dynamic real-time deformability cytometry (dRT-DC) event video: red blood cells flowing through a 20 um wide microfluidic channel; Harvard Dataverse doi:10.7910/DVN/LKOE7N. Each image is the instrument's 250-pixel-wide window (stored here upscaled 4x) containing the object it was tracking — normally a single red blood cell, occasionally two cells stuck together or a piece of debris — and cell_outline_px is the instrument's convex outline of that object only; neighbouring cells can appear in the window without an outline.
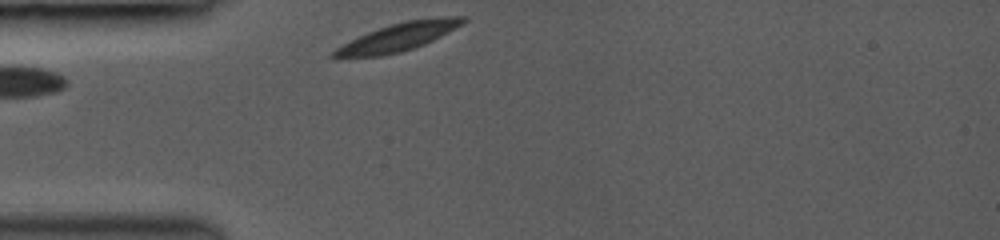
{"species": "common noctule bat (a hibernating species)", "species_latin": "Nyctalus noctula", "temperature_condition": "room temperature", "stored_images_in_passage": 1, "camera_frame_rate_fps": 3000, "um_per_image_px": 0.085, "animal": {"sex": "female", "body_mass_g": 19.0, "forearm_length_mm": 53.3}, "frame": {"image": 1, "passage_image": 1, "time_ms": 0.0, "image_size_px": [1000, 240], "cell_outline_px": [[468, 20], [464, 24], [424, 44], [400, 52], [380, 56], [328, 56], [328, 52], [368, 32], [392, 24], [408, 20], [440, 16], [464, 16]], "centroid_in_image_um": [33.92, 3.12], "position_along_channel_um": 51.1, "area_um2": 20.63}}